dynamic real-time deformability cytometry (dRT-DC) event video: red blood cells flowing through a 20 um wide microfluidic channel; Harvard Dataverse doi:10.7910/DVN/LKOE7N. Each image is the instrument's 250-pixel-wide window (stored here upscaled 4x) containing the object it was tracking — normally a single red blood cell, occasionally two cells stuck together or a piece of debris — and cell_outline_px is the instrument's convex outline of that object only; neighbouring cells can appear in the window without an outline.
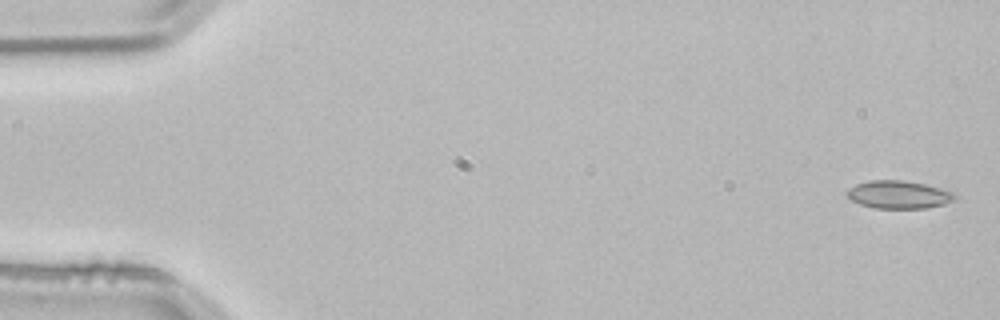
{"species": "common noctule bat (a hibernating species)", "species_latin": "Nyctalus noctula", "temperature_condition": "room temperature", "stored_images_in_passage": 4, "camera_frame_rate_fps": 3000, "um_per_image_px": 0.085, "animal": {"sex": "male", "body_mass_g": 21.5, "forearm_length_mm": 52.0}, "frame": {"image": 1, "passage_image": 1, "time_ms": 0.0, "image_size_px": [1000, 320], "cell_outline_px": [[956, 200], [944, 204], [924, 208], [876, 208], [860, 204], [852, 200], [844, 192], [848, 188], [856, 184], [868, 180], [904, 180], [924, 184], [956, 192]], "centroid_in_image_um": [76.39, 16.53], "position_along_channel_um": 8.6, "area_um2": 17.63}}
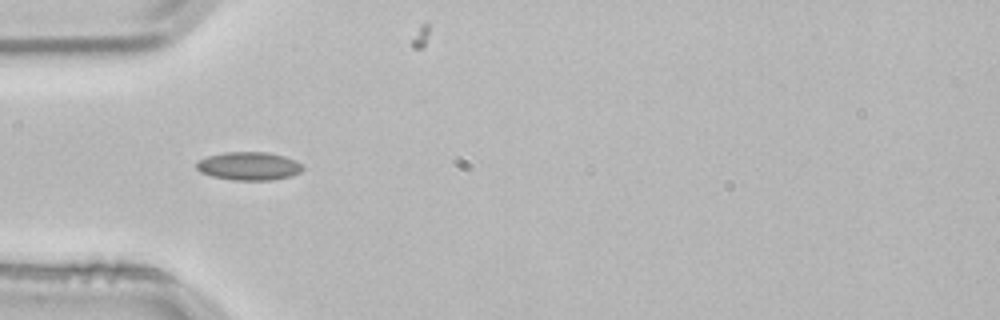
{"frame": {"image": 2, "passage_image": 4, "time_ms": 1.0, "image_size_px": [1000, 320], "cell_outline_px": [[304, 168], [300, 172], [288, 176], [272, 180], [232, 180], [212, 176], [200, 172], [196, 168], [196, 164], [200, 160], [208, 156], [224, 152], [268, 152], [284, 156], [296, 160]], "centroid_in_image_um": [21.14, 14.11], "position_along_channel_um": 63.9, "area_um2": 17.4}}